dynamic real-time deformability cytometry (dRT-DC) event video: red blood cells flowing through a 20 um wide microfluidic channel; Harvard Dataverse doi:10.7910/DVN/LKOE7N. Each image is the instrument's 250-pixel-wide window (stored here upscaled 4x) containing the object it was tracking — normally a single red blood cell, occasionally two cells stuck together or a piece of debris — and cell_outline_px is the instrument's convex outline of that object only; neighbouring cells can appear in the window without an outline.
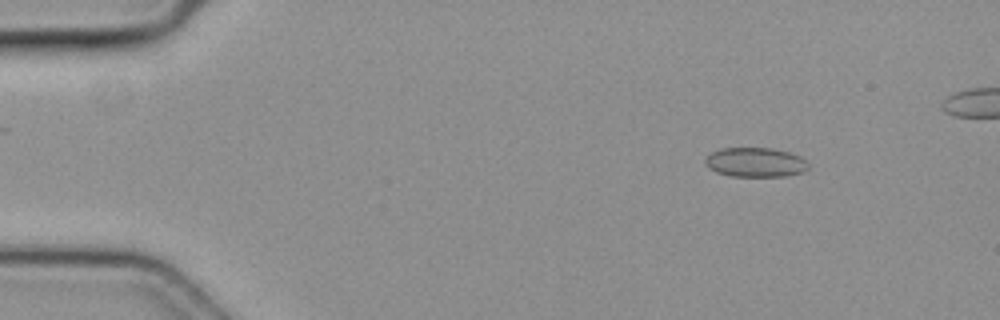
{"species": "common noctule bat (a hibernating species)", "species_latin": "Nyctalus noctula", "temperature_condition": "cold", "stored_images_in_passage": 52, "camera_frame_rate_fps": 3000, "um_per_image_px": 0.085, "animal": {"sex": "female", "body_mass_g": 19.3, "forearm_length_mm": 54.1}, "frame": {"image": 1, "passage_image": 8, "time_ms": 2.333, "image_size_px": [1000, 320], "cell_outline_px": [[808, 168], [804, 172], [784, 176], [732, 176], [716, 172], [708, 168], [704, 164], [704, 160], [712, 152], [720, 148], [772, 148], [788, 152], [800, 156], [808, 164]], "centroid_in_image_um": [64.19, 13.79], "position_along_channel_um": 20.8, "area_um2": 17.69}}
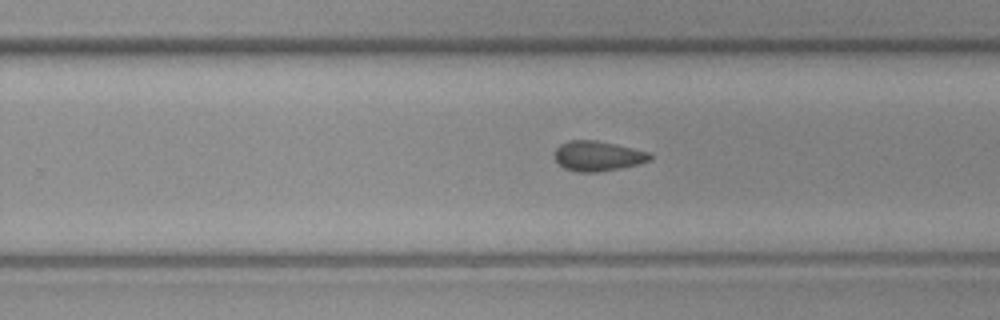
{"frame": {"image": 2, "passage_image": 35, "time_ms": 11.333, "image_size_px": [1000, 320], "cell_outline_px": [[652, 160], [620, 168], [600, 172], [576, 172], [564, 168], [556, 160], [556, 148], [560, 144], [568, 140], [596, 140], [632, 148], [648, 152], [652, 156]], "centroid_in_image_um": [50.8, 13.26], "position_along_channel_um": 279.0, "area_um2": 16.53}}
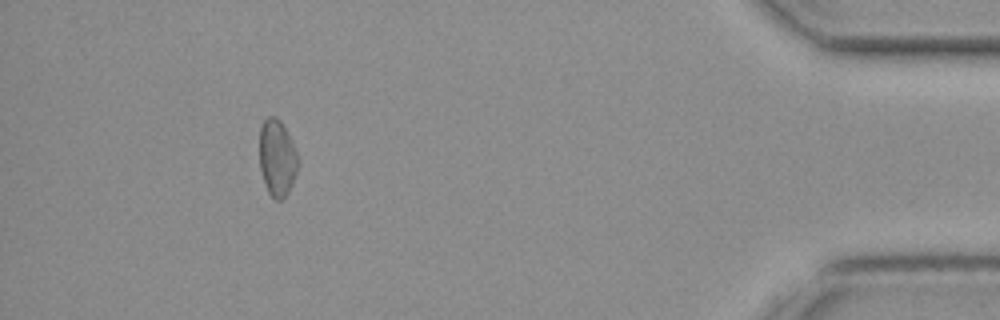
{"frame": {"image": 3, "passage_image": 50, "time_ms": 16.333, "image_size_px": [1000, 320], "cell_outline_px": [[300, 164], [292, 184], [288, 192], [280, 200], [276, 200], [268, 192], [264, 184], [260, 168], [260, 128], [264, 120], [268, 116], [276, 116], [280, 120], [300, 160]], "centroid_in_image_um": [23.56, 13.44], "position_along_channel_um": 411.6, "area_um2": 17.11}}